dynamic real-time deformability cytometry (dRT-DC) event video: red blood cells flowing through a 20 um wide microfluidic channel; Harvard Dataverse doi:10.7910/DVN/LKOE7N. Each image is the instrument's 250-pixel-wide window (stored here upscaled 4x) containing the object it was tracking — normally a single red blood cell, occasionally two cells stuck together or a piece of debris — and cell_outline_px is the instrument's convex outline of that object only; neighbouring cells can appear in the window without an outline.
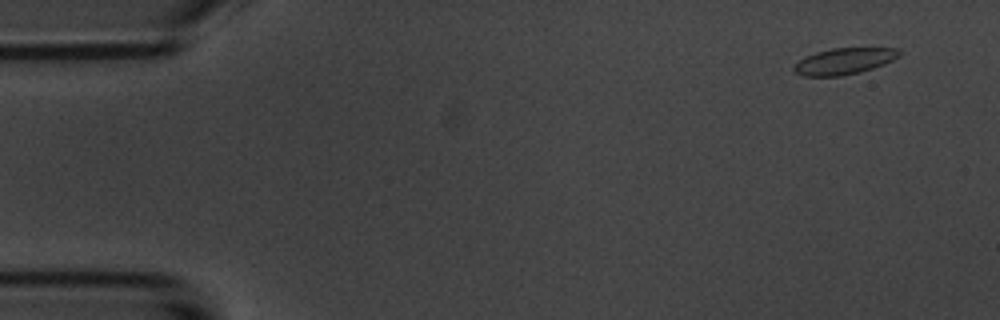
{"species": "common noctule bat (a hibernating species)", "species_latin": "Nyctalus noctula", "temperature_condition": "room temperature", "stored_images_in_passage": 5, "camera_frame_rate_fps": 3000, "um_per_image_px": 0.085, "animal": {"sex": "male", "body_mass_g": 20.1, "forearm_length_mm": 53.5}, "frame": {"image": 1, "passage_image": 1, "time_ms": 0.0, "image_size_px": [1000, 320], "cell_outline_px": [[900, 56], [884, 64], [860, 72], [840, 76], [804, 76], [796, 72], [792, 68], [804, 56], [816, 52], [832, 48], [896, 48], [900, 52]], "centroid_in_image_um": [71.74, 5.2], "position_along_channel_um": 13.3, "area_um2": 16.01}}
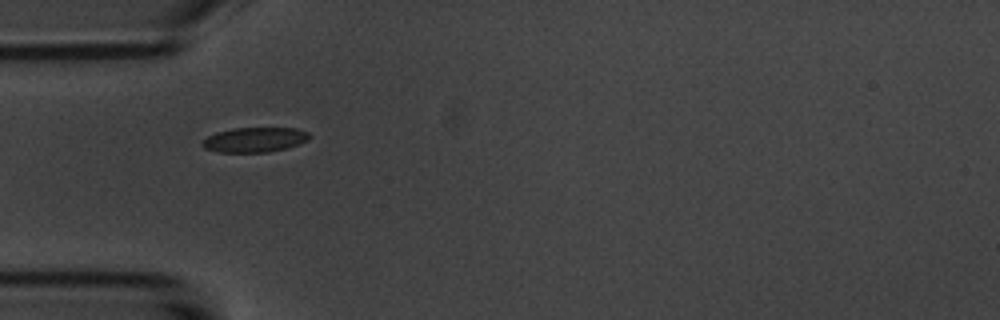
{"frame": {"image": 2, "passage_image": 4, "time_ms": 4.333, "image_size_px": [1000, 320], "cell_outline_px": [[312, 136], [308, 140], [300, 144], [288, 148], [268, 152], [220, 152], [204, 148], [200, 144], [208, 136], [216, 132], [232, 128], [296, 128], [308, 132]], "centroid_in_image_um": [21.68, 11.87], "position_along_channel_um": 63.3, "area_um2": 15.61}}